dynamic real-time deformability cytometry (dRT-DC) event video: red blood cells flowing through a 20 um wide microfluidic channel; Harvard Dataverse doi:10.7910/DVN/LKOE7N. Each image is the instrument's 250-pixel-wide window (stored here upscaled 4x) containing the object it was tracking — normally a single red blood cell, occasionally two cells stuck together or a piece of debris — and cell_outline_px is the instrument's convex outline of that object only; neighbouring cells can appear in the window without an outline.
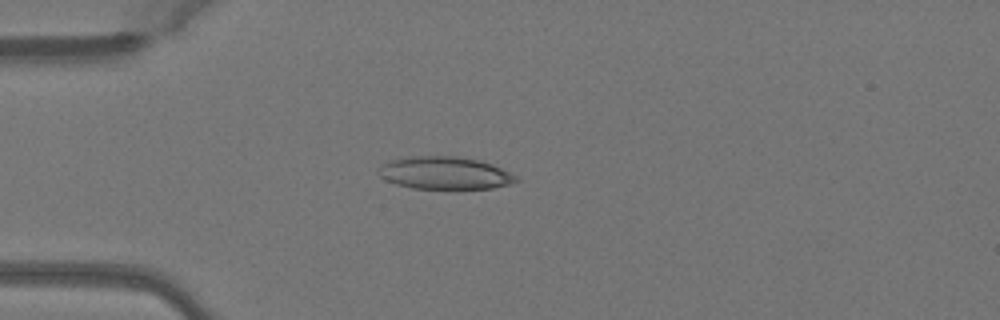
{"species": "Egyptian fruit bat (a non-hibernating species)", "species_latin": "Rousettus aegyptiacus", "temperature_condition": "warm", "stored_images_in_passage": 37, "camera_frame_rate_fps": 3000, "um_per_image_px": 0.085, "animal": {"sex": "female"}, "frame": {"image": 1, "passage_image": 1, "time_ms": 0.0, "image_size_px": [1000, 320], "cell_outline_px": [[520, 180], [508, 184], [492, 188], [412, 188], [396, 184], [384, 180], [376, 172], [388, 160], [400, 156], [460, 156], [480, 160], [492, 164], [516, 176]], "centroid_in_image_um": [37.75, 14.68], "position_along_channel_um": 47.3, "area_um2": 26.18}}
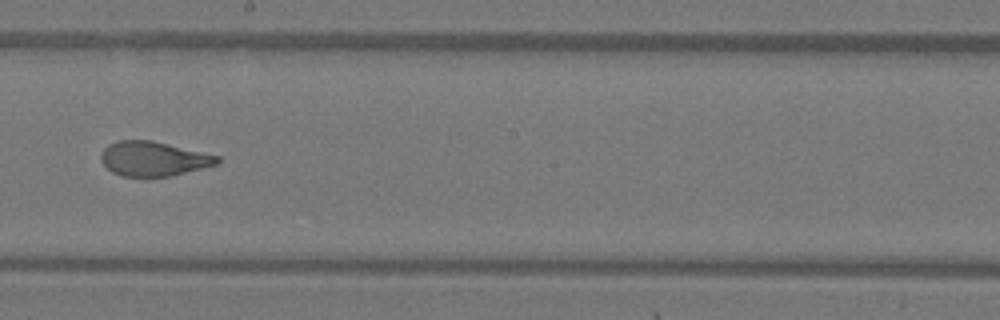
{"frame": {"image": 2, "passage_image": 16, "time_ms": 5.0, "image_size_px": [1000, 320], "cell_outline_px": [[220, 160], [216, 164], [168, 176], [120, 176], [112, 172], [100, 160], [100, 152], [108, 144], [116, 140], [152, 140], [220, 156]], "centroid_in_image_um": [12.98, 13.47], "position_along_channel_um": 235.2, "area_um2": 23.24}}
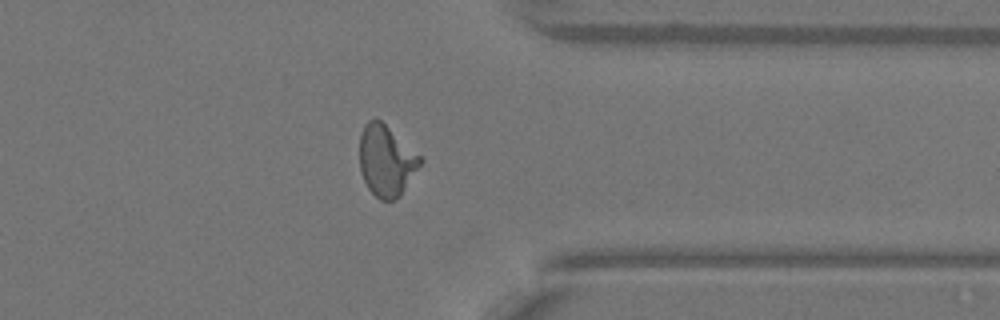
{"frame": {"image": 3, "passage_image": 27, "time_ms": 8.667, "image_size_px": [1000, 320], "cell_outline_px": [[424, 160], [400, 196], [392, 200], [380, 200], [368, 188], [360, 172], [360, 132], [364, 124], [368, 120], [380, 120], [420, 156]], "centroid_in_image_um": [32.82, 13.67], "position_along_channel_um": 378.6, "area_um2": 24.8}, "authors_computed_cell_mechanics": {"area_um2": 24.565, "velocity_mm_per_s": 4.0955, "shape_relaxation_time_tau1_ms": 5.3509, "shape_relaxation_time_tau2_ms": 0.848, "deformation_change_tau1": 0.215, "deformation_change_tau2": 0.0717}}